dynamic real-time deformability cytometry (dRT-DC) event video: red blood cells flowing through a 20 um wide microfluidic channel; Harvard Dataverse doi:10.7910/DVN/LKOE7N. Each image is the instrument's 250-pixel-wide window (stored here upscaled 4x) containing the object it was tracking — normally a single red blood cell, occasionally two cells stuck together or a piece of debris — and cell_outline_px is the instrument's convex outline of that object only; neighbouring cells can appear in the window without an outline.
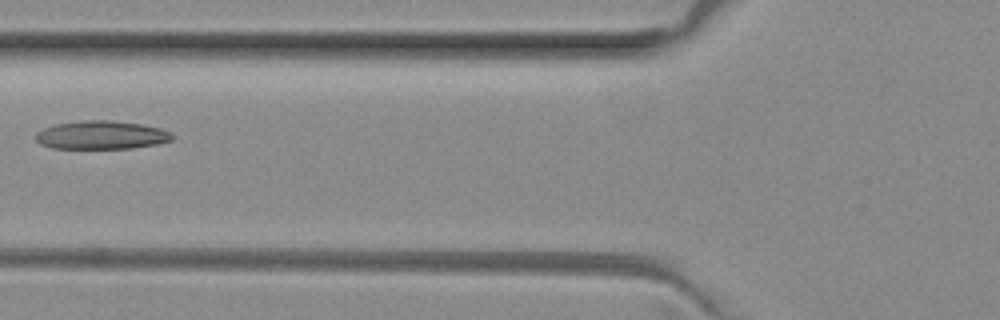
{"species": "common noctule bat (a hibernating species)", "species_latin": "Nyctalus noctula", "temperature_condition": "room temperature", "stored_images_in_passage": 3, "camera_frame_rate_fps": 3000, "um_per_image_px": 0.085, "animal": {"sex": "female", "body_mass_g": 29.2, "forearm_length_mm": 56.3}, "frame": {"image": 1, "passage_image": 3, "time_ms": 0.667, "image_size_px": [1000, 320], "cell_outline_px": [[176, 136], [172, 140], [160, 144], [132, 148], [52, 148], [40, 144], [36, 140], [36, 132], [44, 128], [56, 124], [84, 120], [112, 120], [140, 124], [160, 128], [172, 132]], "centroid_in_image_um": [8.67, 11.48], "position_along_channel_um": 117.1, "area_um2": 22.72}}